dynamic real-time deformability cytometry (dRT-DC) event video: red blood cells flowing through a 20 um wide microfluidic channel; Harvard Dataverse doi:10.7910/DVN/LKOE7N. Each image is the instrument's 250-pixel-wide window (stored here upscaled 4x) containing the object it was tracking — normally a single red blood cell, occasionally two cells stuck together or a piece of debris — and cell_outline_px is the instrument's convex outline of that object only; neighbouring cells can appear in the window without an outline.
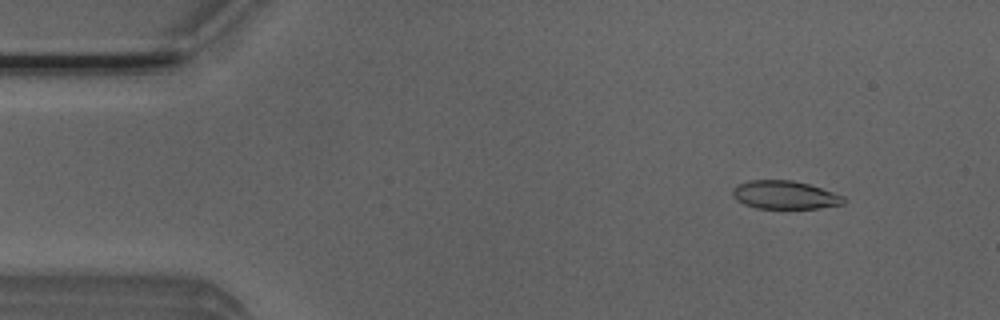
{"species": "Egyptian fruit bat (a non-hibernating species)", "species_latin": "Rousettus aegyptiacus", "temperature_condition": "room temperature", "stored_images_in_passage": 49, "segment_of_instrument_passage": [1, 2], "camera_frame_rate_fps": 3000, "um_per_image_px": 0.085, "animal": {"sex": "male"}, "frame": {"image": 1, "passage_image": 2, "time_ms": 0.333, "image_size_px": [1000, 320], "cell_outline_px": [[844, 204], [820, 208], [756, 208], [744, 204], [736, 200], [732, 196], [732, 188], [748, 180], [792, 180], [808, 184], [844, 196]], "centroid_in_image_um": [66.67, 16.57], "position_along_channel_um": 18.3, "area_um2": 18.21}}
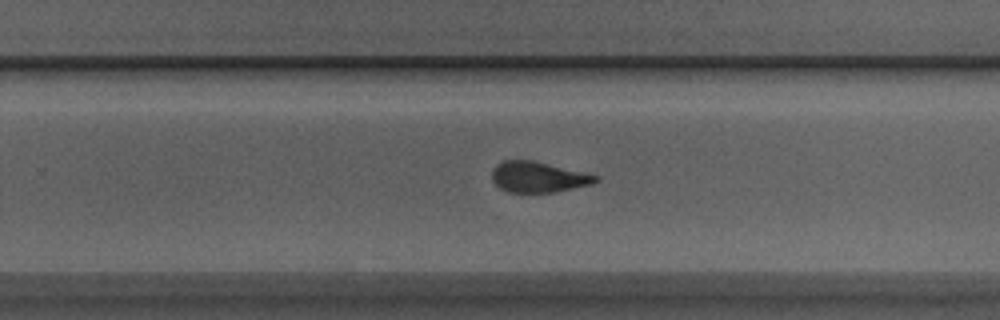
{"frame": {"image": 2, "passage_image": 29, "time_ms": 9.333, "image_size_px": [1000, 320], "cell_outline_px": [[600, 180], [592, 184], [556, 192], [508, 192], [500, 188], [492, 180], [492, 168], [496, 164], [504, 160], [532, 160], [600, 176]], "centroid_in_image_um": [45.75, 15.05], "position_along_channel_um": 284.1, "area_um2": 18.55}}
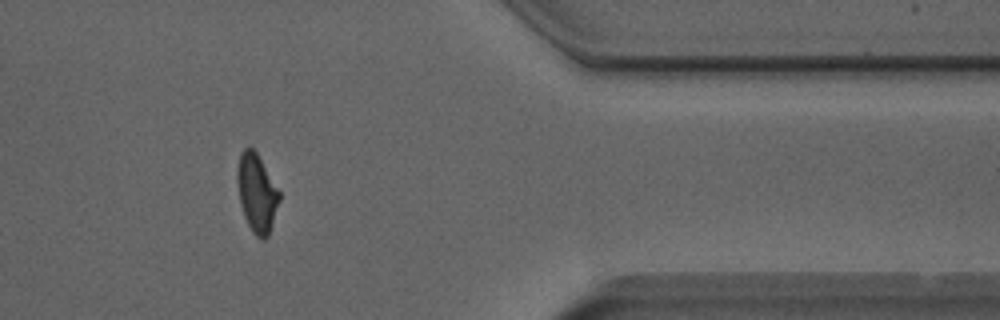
{"frame": {"image": 3, "passage_image": 39, "time_ms": 12.667, "image_size_px": [1000, 320], "cell_outline_px": [[280, 200], [268, 236], [264, 240], [260, 240], [252, 232], [244, 216], [240, 204], [236, 180], [236, 172], [240, 152], [248, 144], [256, 152], [280, 192]], "centroid_in_image_um": [21.8, 16.4], "position_along_channel_um": 389.6, "area_um2": 19.31}}